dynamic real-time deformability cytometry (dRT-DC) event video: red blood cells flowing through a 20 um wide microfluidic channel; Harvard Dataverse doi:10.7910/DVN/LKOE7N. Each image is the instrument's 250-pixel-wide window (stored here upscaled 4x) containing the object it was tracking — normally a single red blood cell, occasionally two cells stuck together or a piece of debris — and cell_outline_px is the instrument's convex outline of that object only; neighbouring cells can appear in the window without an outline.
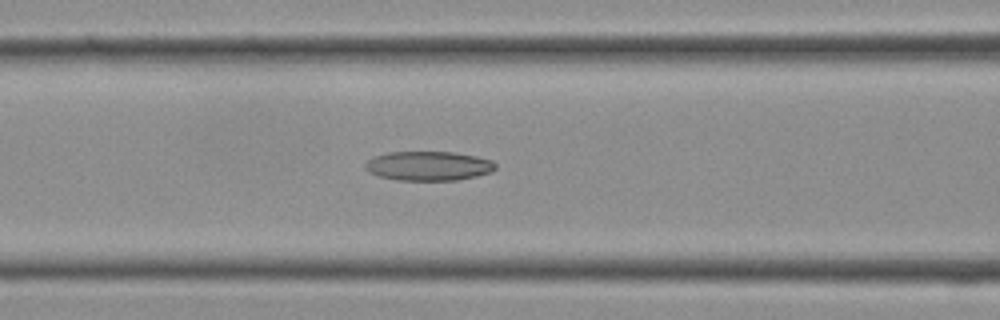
{"species": "Egyptian fruit bat (a non-hibernating species)", "species_latin": "Rousettus aegyptiacus", "temperature_condition": "cold", "stored_images_in_passage": 29, "camera_frame_rate_fps": 3000, "um_per_image_px": 0.085, "frame": {"image": 1, "passage_image": 11, "time_ms": 3.333, "image_size_px": [1000, 320], "cell_outline_px": [[496, 168], [492, 172], [476, 176], [456, 180], [396, 180], [380, 176], [368, 172], [364, 168], [364, 164], [372, 156], [388, 152], [452, 152], [476, 156], [492, 160], [496, 164]], "centroid_in_image_um": [36.4, 14.1], "position_along_channel_um": 130.2, "area_um2": 22.37}}
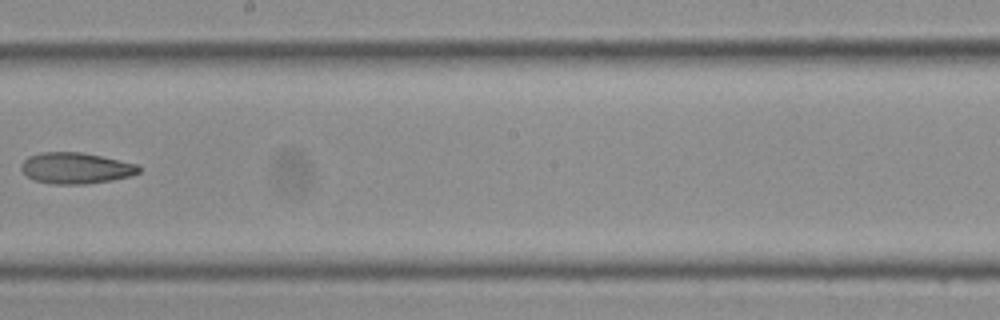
{"frame": {"image": 2, "passage_image": 16, "time_ms": 5.0, "image_size_px": [1000, 320], "cell_outline_px": [[140, 172], [132, 176], [112, 180], [84, 184], [52, 184], [32, 180], [20, 168], [20, 164], [28, 156], [40, 152], [80, 152], [140, 164]], "centroid_in_image_um": [6.45, 14.29], "position_along_channel_um": 241.8, "area_um2": 21.5}}
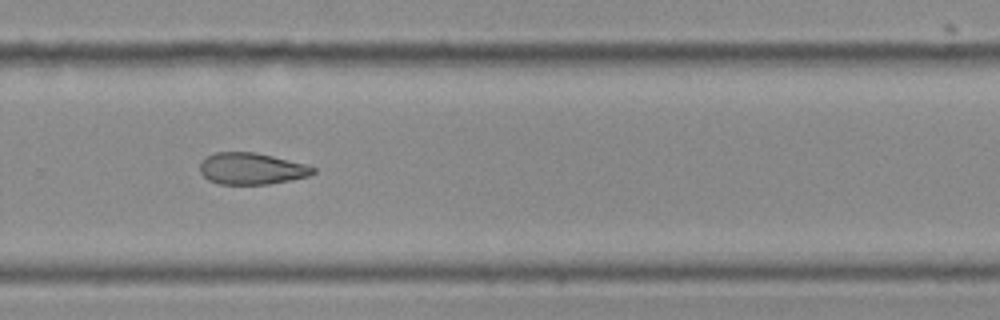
{"frame": {"image": 3, "passage_image": 19, "time_ms": 6.0, "image_size_px": [1000, 320], "cell_outline_px": [[316, 172], [308, 176], [268, 184], [220, 184], [208, 180], [200, 172], [200, 160], [204, 156], [216, 152], [256, 152], [304, 164], [316, 168]], "centroid_in_image_um": [21.33, 14.32], "position_along_channel_um": 308.5, "area_um2": 20.81}}